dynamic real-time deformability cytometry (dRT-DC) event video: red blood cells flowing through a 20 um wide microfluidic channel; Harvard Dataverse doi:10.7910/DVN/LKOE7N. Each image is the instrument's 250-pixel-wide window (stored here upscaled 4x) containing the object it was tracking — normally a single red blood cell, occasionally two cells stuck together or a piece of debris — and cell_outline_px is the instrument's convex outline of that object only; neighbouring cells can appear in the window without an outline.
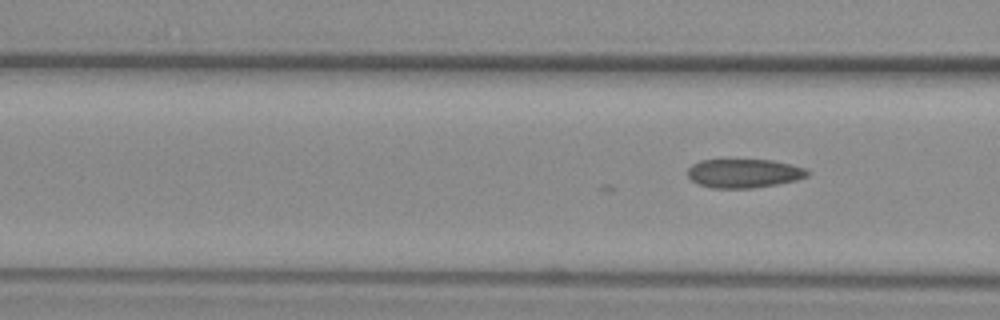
{"species": "common noctule bat (a hibernating species)", "species_latin": "Nyctalus noctula", "temperature_condition": "warm", "stored_images_in_passage": 34, "camera_frame_rate_fps": 3000, "um_per_image_px": 0.085, "animal": {"sex": "female", "body_mass_g": 29.2, "forearm_length_mm": 56.3}, "frame": {"image": 1, "passage_image": 4, "time_ms": 1.0, "image_size_px": [1000, 320], "cell_outline_px": [[812, 172], [808, 176], [796, 180], [776, 184], [752, 188], [712, 188], [696, 184], [688, 176], [688, 168], [692, 164], [700, 160], [772, 160], [804, 168]], "centroid_in_image_um": [63.21, 14.74], "position_along_channel_um": 103.4, "area_um2": 20.11}}
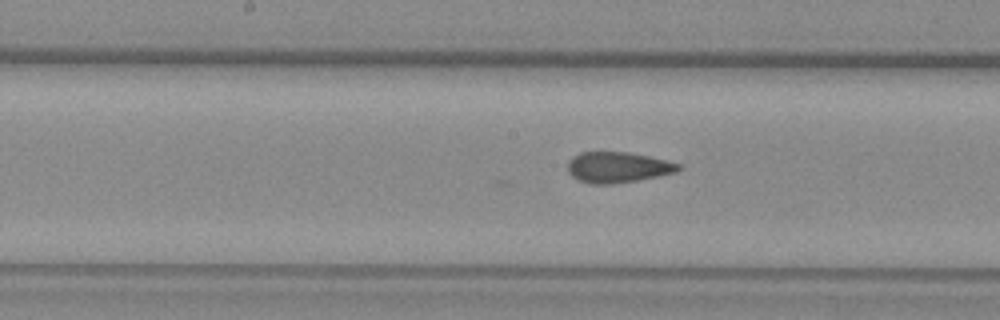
{"frame": {"image": 2, "passage_image": 11, "time_ms": 3.333, "image_size_px": [1000, 320], "cell_outline_px": [[684, 168], [676, 172], [660, 176], [612, 184], [592, 184], [576, 180], [568, 172], [568, 160], [572, 156], [580, 152], [628, 152], [648, 156], [680, 164]], "centroid_in_image_um": [52.49, 14.22], "position_along_channel_um": 195.7, "area_um2": 19.94}}
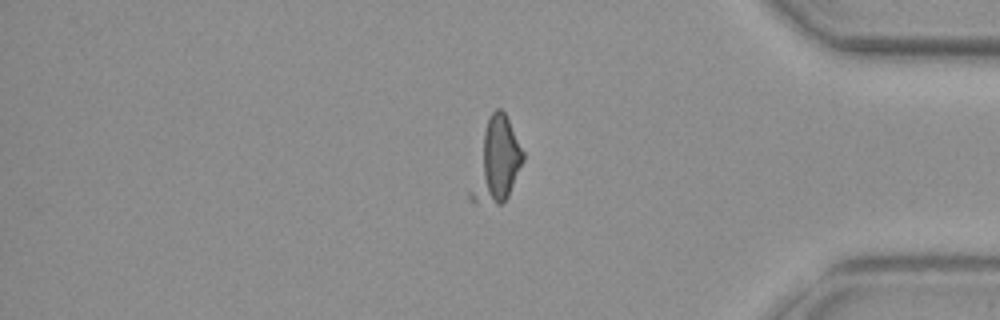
{"frame": {"image": 3, "passage_image": 28, "time_ms": 9.0, "image_size_px": [1000, 320], "cell_outline_px": [[524, 160], [508, 196], [504, 204], [476, 204], [468, 200], [468, 192], [488, 116], [496, 108], [500, 108], [504, 112], [524, 152]], "centroid_in_image_um": [42.17, 13.77], "position_along_channel_um": 393.0, "area_um2": 25.2}}